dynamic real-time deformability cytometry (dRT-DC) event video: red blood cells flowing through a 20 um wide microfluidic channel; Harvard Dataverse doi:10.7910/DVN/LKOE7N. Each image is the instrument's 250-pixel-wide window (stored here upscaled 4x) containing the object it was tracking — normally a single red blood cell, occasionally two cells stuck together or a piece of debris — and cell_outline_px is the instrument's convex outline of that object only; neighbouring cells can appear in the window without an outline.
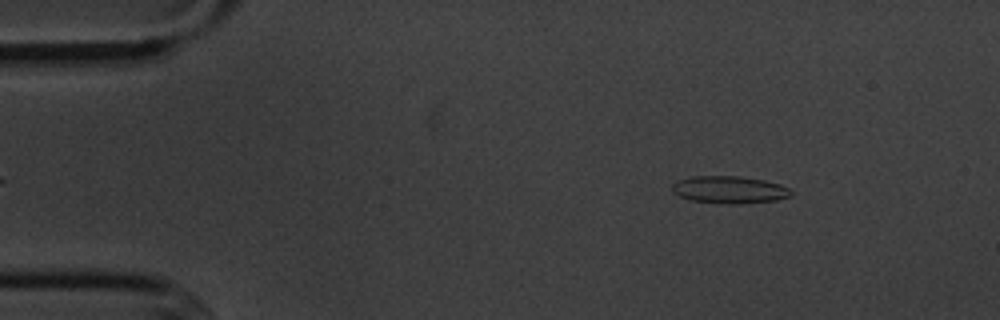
{"species": "common noctule bat (a hibernating species)", "species_latin": "Nyctalus noctula", "temperature_condition": "cold", "stored_images_in_passage": 3, "camera_frame_rate_fps": 3000, "um_per_image_px": 0.085, "animal": {"sex": "male", "body_mass_g": 20.1, "forearm_length_mm": 53.5}, "frame": {"image": 1, "passage_image": 1, "time_ms": 0.0, "image_size_px": [1000, 320], "cell_outline_px": [[792, 196], [776, 200], [740, 204], [728, 204], [692, 200], [680, 196], [672, 192], [672, 184], [680, 180], [692, 176], [740, 176], [764, 180], [780, 184], [788, 188], [792, 192]], "centroid_in_image_um": [62.02, 16.12], "position_along_channel_um": 23.0, "area_um2": 18.9}}